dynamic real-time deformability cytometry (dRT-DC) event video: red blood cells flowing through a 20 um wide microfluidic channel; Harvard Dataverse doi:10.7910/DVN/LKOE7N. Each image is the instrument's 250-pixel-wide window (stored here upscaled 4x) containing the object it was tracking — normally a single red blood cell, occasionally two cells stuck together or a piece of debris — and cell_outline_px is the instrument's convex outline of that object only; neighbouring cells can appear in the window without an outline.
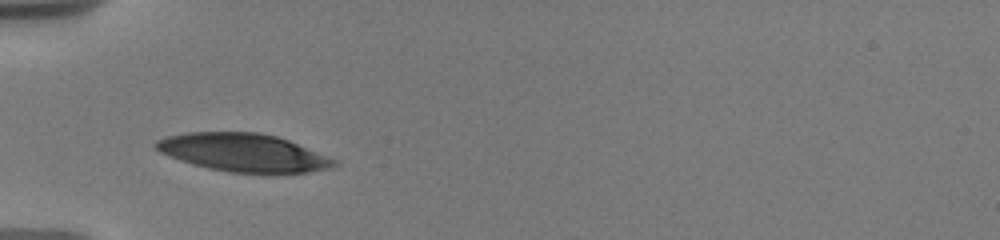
{"species": "human", "species_latin": "Homo sapiens", "temperature_condition": "warm", "stored_images_in_passage": 25, "camera_frame_rate_fps": 3000, "um_per_image_px": 0.085, "donor": {"sex": "male"}, "frame": {"image": 1, "passage_image": 1, "time_ms": 0.0, "image_size_px": [1000, 240], "cell_outline_px": [[336, 164], [328, 168], [308, 172], [228, 172], [208, 168], [180, 160], [160, 152], [152, 144], [156, 140], [168, 136], [188, 132], [260, 132], [276, 136], [288, 140], [328, 156], [336, 160]], "centroid_in_image_um": [20.64, 12.95], "position_along_channel_um": 64.4, "area_um2": 38.96}}
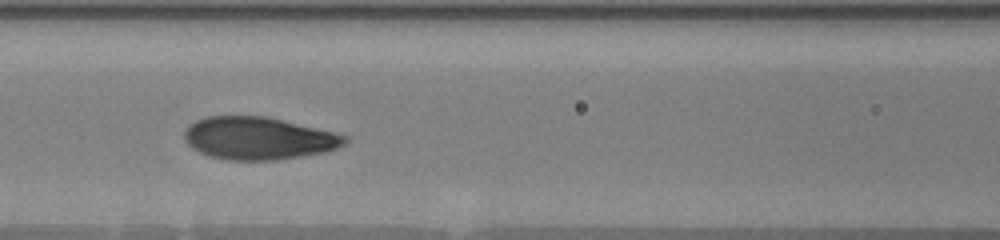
{"frame": {"image": 2, "passage_image": 13, "time_ms": 2.333, "image_size_px": [1000, 240], "cell_outline_px": [[348, 140], [344, 144], [328, 152], [280, 160], [228, 160], [208, 156], [192, 148], [184, 140], [184, 132], [188, 124], [196, 120], [208, 116], [268, 116], [348, 136]], "centroid_in_image_um": [21.95, 11.76], "position_along_channel_um": 144.6, "area_um2": 40.06}}
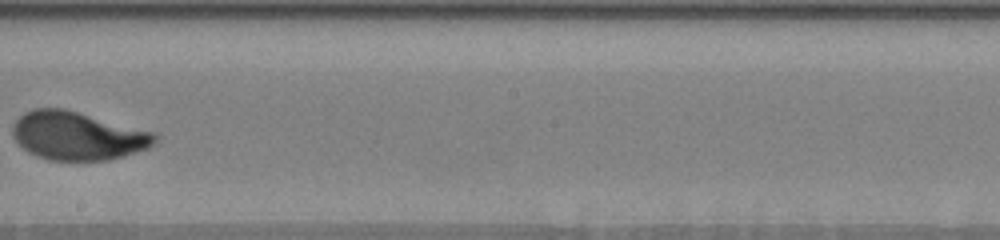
{"frame": {"image": 3, "passage_image": 20, "time_ms": 5.0, "image_size_px": [1000, 240], "cell_outline_px": [[156, 140], [148, 148], [108, 160], [48, 160], [36, 156], [28, 152], [12, 136], [12, 124], [24, 112], [32, 108], [64, 108], [152, 132], [156, 136]], "centroid_in_image_um": [6.53, 11.54], "position_along_channel_um": 241.7, "area_um2": 39.71}}